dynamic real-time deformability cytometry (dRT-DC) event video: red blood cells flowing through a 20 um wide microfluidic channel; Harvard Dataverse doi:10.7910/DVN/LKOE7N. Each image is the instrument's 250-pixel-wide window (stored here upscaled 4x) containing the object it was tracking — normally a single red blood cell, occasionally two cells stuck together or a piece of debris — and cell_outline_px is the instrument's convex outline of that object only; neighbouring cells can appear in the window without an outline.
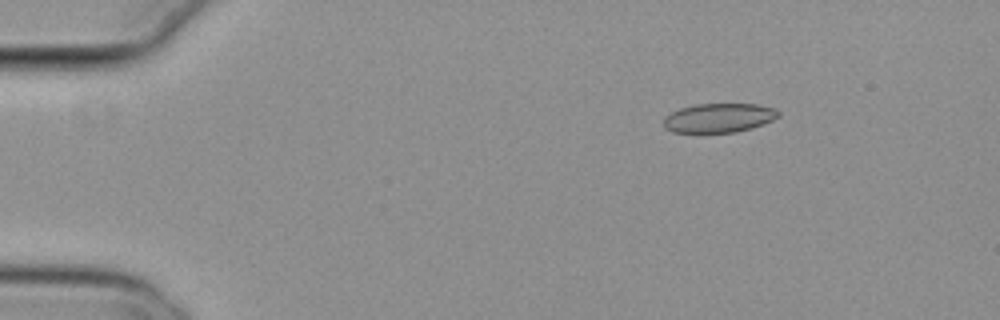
{"species": "common noctule bat (a hibernating species)", "species_latin": "Nyctalus noctula", "temperature_condition": "cold", "stored_images_in_passage": 47, "camera_frame_rate_fps": 3000, "um_per_image_px": 0.085, "animal": {"sex": "female", "body_mass_g": 29.2, "forearm_length_mm": 56.3}, "frame": {"image": 1, "passage_image": 1, "time_ms": 0.0, "image_size_px": [1000, 320], "cell_outline_px": [[780, 116], [764, 124], [752, 128], [736, 132], [672, 132], [664, 128], [664, 116], [680, 108], [696, 104], [756, 104], [776, 108], [780, 112]], "centroid_in_image_um": [61.13, 10.02], "position_along_channel_um": 23.9, "area_um2": 19.59}}
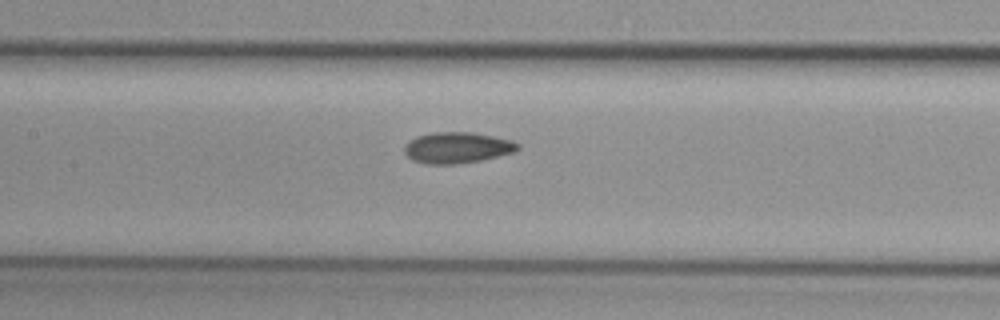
{"frame": {"image": 2, "passage_image": 19, "time_ms": 6.0, "image_size_px": [1000, 320], "cell_outline_px": [[520, 148], [516, 152], [480, 160], [456, 164], [424, 164], [412, 160], [404, 152], [404, 148], [416, 136], [432, 132], [472, 132], [512, 140], [520, 144]], "centroid_in_image_um": [38.89, 12.55], "position_along_channel_um": 168.5, "area_um2": 20.52}}
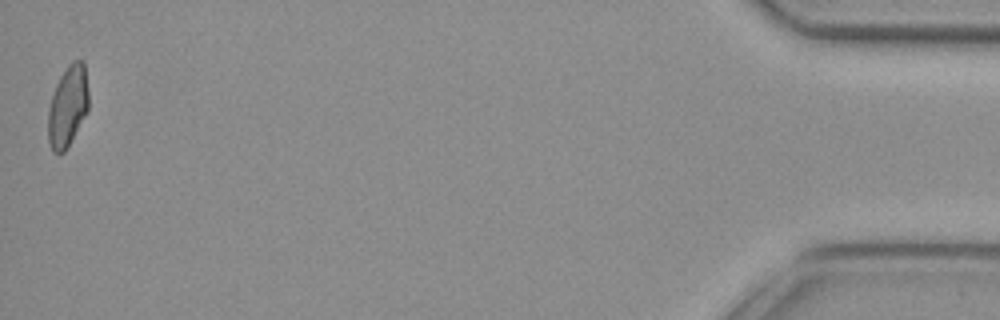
{"frame": {"image": 3, "passage_image": 47, "time_ms": 15.333, "image_size_px": [1000, 320], "cell_outline_px": [[88, 108], [84, 116], [64, 152], [52, 152], [48, 140], [48, 108], [56, 84], [60, 76], [68, 64], [72, 60], [84, 60], [88, 92]], "centroid_in_image_um": [5.74, 8.98], "position_along_channel_um": 429.5, "area_um2": 18.9}, "authors_computed_cell_mechanics": {"area_um2": 19.7098, "velocity_mm_per_s": 3.8172, "shape_relaxation_time_tau1_ms": null, "shape_relaxation_time_tau2_ms": 2.9708, "deformation_change_tau1": null, "deformation_change_tau2": 0.0813}}